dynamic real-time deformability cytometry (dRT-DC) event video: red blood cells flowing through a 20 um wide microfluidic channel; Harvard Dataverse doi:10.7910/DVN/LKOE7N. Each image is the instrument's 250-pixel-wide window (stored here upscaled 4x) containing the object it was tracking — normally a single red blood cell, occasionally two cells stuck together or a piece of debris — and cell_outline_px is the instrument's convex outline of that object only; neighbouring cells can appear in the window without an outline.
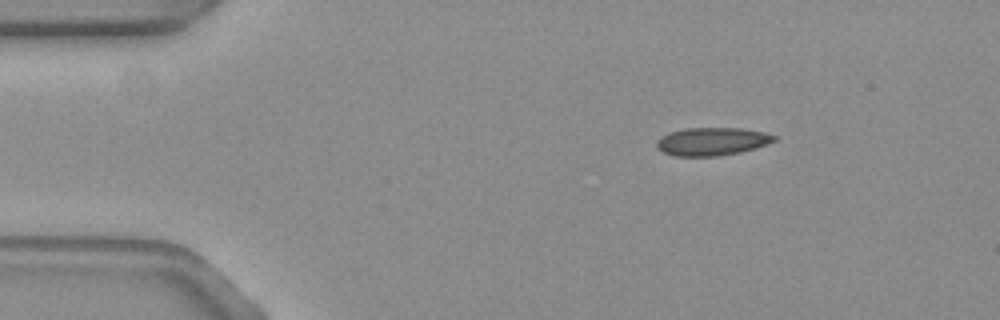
{"species": "common noctule bat (a hibernating species)", "species_latin": "Nyctalus noctula", "temperature_condition": "warm", "stored_images_in_passage": 49, "camera_frame_rate_fps": 3000, "um_per_image_px": 0.085, "animal": {"sex": "female", "body_mass_g": 19.3, "forearm_length_mm": 54.1}, "frame": {"image": 1, "passage_image": 1, "time_ms": 0.0, "image_size_px": [1000, 320], "cell_outline_px": [[776, 140], [740, 152], [716, 156], [676, 156], [664, 152], [656, 148], [656, 140], [660, 136], [668, 132], [684, 128], [740, 128], [764, 132], [776, 136]], "centroid_in_image_um": [60.44, 12.01], "position_along_channel_um": 24.6, "area_um2": 19.07}}
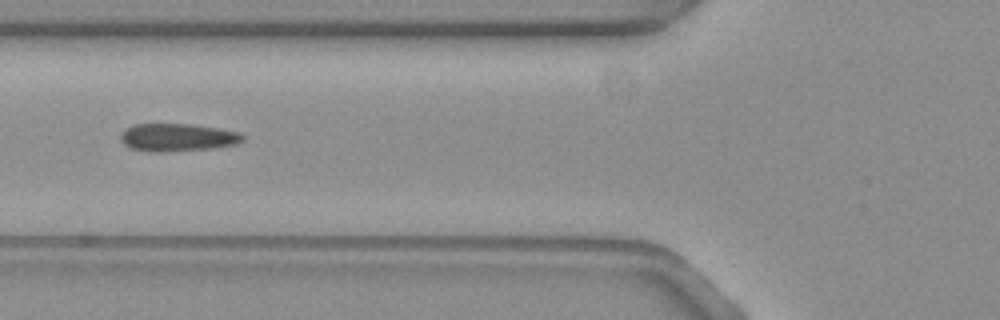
{"frame": {"image": 2, "passage_image": 14, "time_ms": 4.333, "image_size_px": [1000, 320], "cell_outline_px": [[244, 140], [236, 144], [212, 148], [164, 152], [148, 152], [132, 148], [124, 144], [120, 140], [120, 136], [132, 124], [188, 124], [216, 128], [240, 132], [244, 136]], "centroid_in_image_um": [15.09, 11.69], "position_along_channel_um": 110.7, "area_um2": 19.65}}
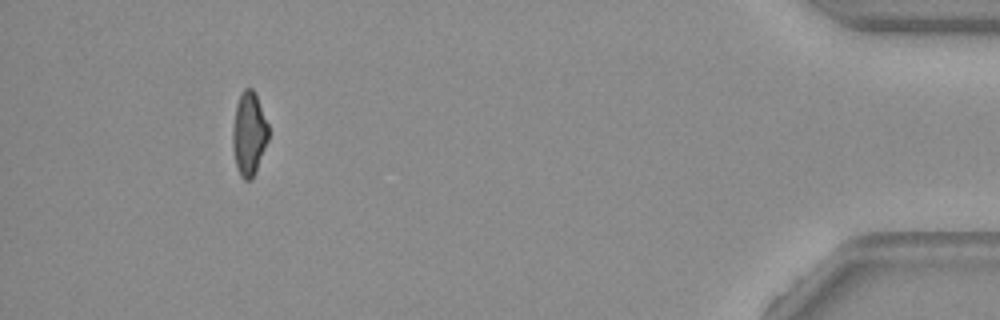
{"frame": {"image": 3, "passage_image": 45, "time_ms": 14.667, "image_size_px": [1000, 320], "cell_outline_px": [[268, 140], [256, 172], [252, 180], [244, 180], [240, 176], [236, 164], [232, 148], [232, 132], [236, 104], [244, 88], [252, 88], [256, 96], [268, 124]], "centroid_in_image_um": [21.15, 11.41], "position_along_channel_um": 414.0, "area_um2": 17.34}, "authors_computed_cell_mechanics": {"area_um2": 19.7098, "velocity_mm_per_s": 3.6131, "shape_relaxation_time_tau1_ms": 10.1137, "shape_relaxation_time_tau2_ms": 1.4433, "deformation_change_tau1": 0.1975, "deformation_change_tau2": 0.0628}}